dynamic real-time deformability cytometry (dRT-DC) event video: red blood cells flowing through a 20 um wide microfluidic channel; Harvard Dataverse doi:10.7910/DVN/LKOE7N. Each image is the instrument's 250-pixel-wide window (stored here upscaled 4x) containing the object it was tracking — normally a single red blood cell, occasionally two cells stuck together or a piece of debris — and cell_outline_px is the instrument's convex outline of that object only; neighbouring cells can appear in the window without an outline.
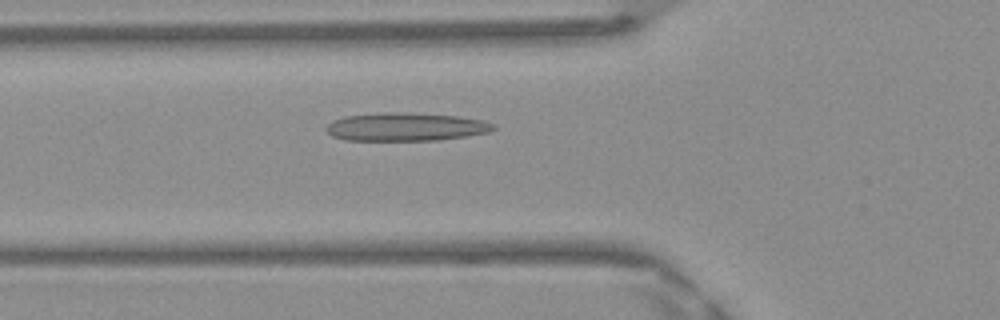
{"species": "Egyptian fruit bat (a non-hibernating species)", "species_latin": "Rousettus aegyptiacus", "temperature_condition": "warm", "stored_images_in_passage": 47, "camera_frame_rate_fps": 3000, "um_per_image_px": 0.085, "frame": {"image": 1, "passage_image": 16, "time_ms": 5.0, "image_size_px": [1000, 320], "cell_outline_px": [[496, 128], [488, 132], [468, 136], [436, 140], [344, 140], [332, 136], [324, 128], [332, 120], [344, 116], [380, 112], [400, 112], [456, 116], [484, 120], [492, 124]], "centroid_in_image_um": [34.44, 10.78], "position_along_channel_um": 91.4, "area_um2": 27.51}}
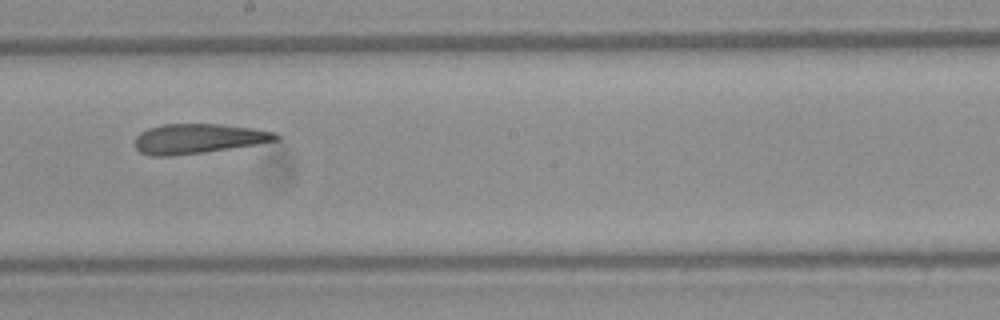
{"frame": {"image": 2, "passage_image": 26, "time_ms": 8.333, "image_size_px": [1000, 320], "cell_outline_px": [[280, 140], [256, 144], [204, 152], [172, 156], [152, 156], [140, 152], [136, 148], [136, 136], [140, 132], [148, 128], [160, 124], [220, 124], [252, 128], [276, 132], [280, 136]], "centroid_in_image_um": [16.85, 11.78], "position_along_channel_um": 231.4, "area_um2": 24.45}}
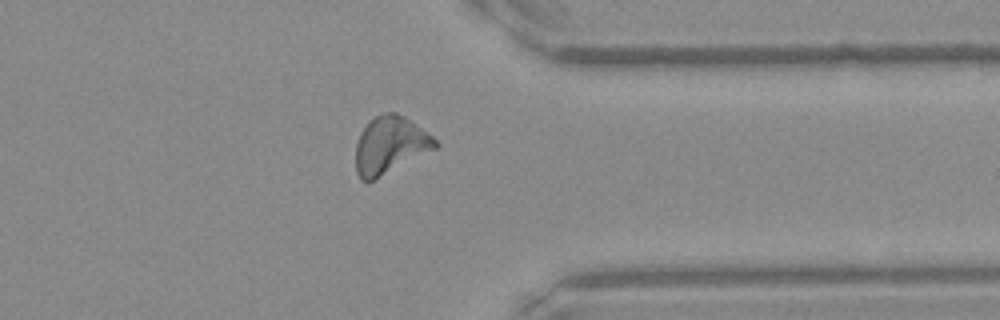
{"frame": {"image": 3, "passage_image": 37, "time_ms": 12.0, "image_size_px": [1000, 320], "cell_outline_px": [[440, 144], [436, 148], [372, 180], [360, 180], [356, 172], [356, 144], [360, 132], [368, 120], [376, 116], [388, 112], [396, 112], [404, 116], [432, 136]], "centroid_in_image_um": [33.13, 12.31], "position_along_channel_um": 378.3, "area_um2": 26.13}, "authors_computed_cell_mechanics": {"area_um2": 25.8366, "velocity_mm_per_s": 4.1717, "shape_relaxation_time_tau1_ms": null, "shape_relaxation_time_tau2_ms": 2.849, "deformation_change_tau1": null, "deformation_change_tau2": 0.1203}}